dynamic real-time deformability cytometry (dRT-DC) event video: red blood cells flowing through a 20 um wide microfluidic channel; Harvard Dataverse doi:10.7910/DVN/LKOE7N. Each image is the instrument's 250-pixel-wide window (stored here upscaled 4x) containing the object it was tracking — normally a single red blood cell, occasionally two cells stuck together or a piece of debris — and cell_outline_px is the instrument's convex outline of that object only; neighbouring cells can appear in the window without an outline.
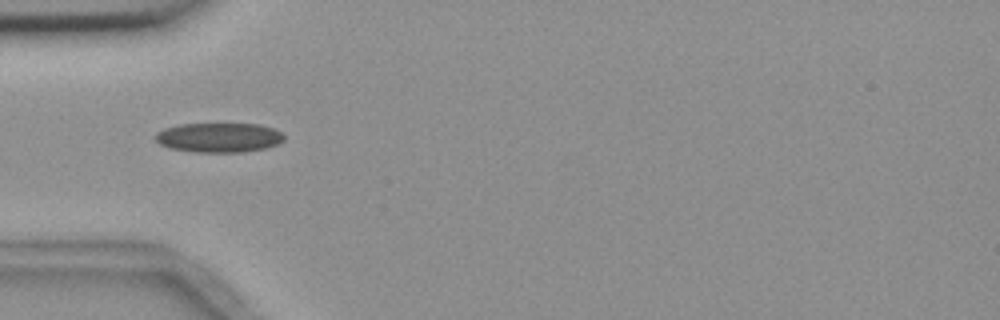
{"species": "common noctule bat (a hibernating species)", "species_latin": "Nyctalus noctula", "temperature_condition": "room temperature", "stored_images_in_passage": 2, "camera_frame_rate_fps": 3000, "um_per_image_px": 0.085, "animal": {"sex": "female", "body_mass_g": 18.4}, "frame": {"image": 1, "passage_image": 1, "time_ms": 0.0, "image_size_px": [1000, 320], "cell_outline_px": [[284, 140], [276, 144], [264, 148], [244, 152], [196, 152], [168, 148], [160, 144], [156, 140], [156, 132], [164, 128], [180, 124], [260, 124], [272, 128], [280, 132], [284, 136]], "centroid_in_image_um": [18.58, 11.69], "position_along_channel_um": 66.4, "area_um2": 22.08}}